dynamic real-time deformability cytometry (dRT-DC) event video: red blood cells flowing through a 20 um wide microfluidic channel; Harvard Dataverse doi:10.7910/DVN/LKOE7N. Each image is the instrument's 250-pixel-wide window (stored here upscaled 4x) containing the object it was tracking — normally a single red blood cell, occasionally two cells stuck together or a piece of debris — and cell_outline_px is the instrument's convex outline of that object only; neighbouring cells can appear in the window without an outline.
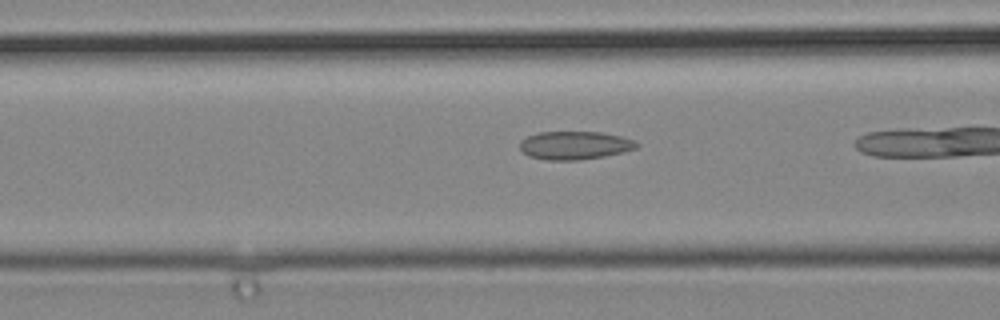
{"species": "common noctule bat (a hibernating species)", "species_latin": "Nyctalus noctula", "temperature_condition": "cold", "stored_images_in_passage": 20, "camera_frame_rate_fps": 3000, "um_per_image_px": 0.085, "animal": {"sex": "male", "body_mass_g": 19.2, "forearm_length_mm": 51.8}, "frame": {"image": 1, "passage_image": 4, "time_ms": 1.0, "image_size_px": [1000, 320], "cell_outline_px": [[632, 144], [628, 148], [616, 152], [596, 156], [536, 156], [528, 152], [524, 148], [524, 140], [532, 136], [548, 132], [588, 132], [612, 136], [624, 140]], "centroid_in_image_um": [48.77, 12.27], "position_along_channel_um": 117.8, "area_um2": 15.32}}
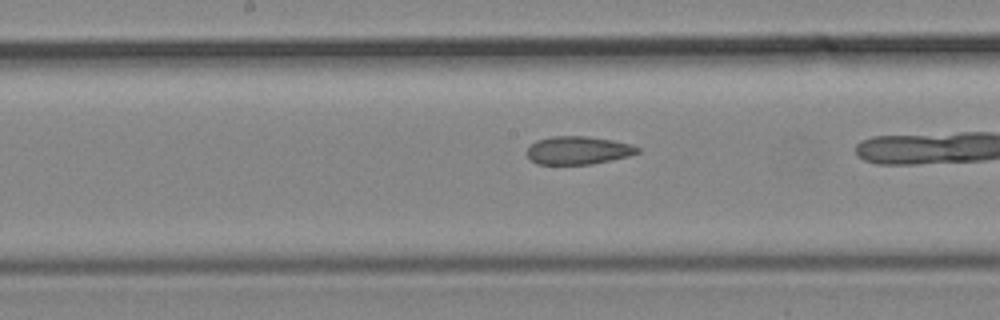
{"frame": {"image": 2, "passage_image": 9, "time_ms": 2.667, "image_size_px": [1000, 320], "cell_outline_px": [[636, 152], [604, 160], [584, 164], [544, 164], [532, 160], [528, 156], [528, 148], [532, 144], [544, 140], [604, 140], [624, 144], [636, 148]], "centroid_in_image_um": [49.01, 12.87], "position_along_channel_um": 199.2, "area_um2": 15.09}}